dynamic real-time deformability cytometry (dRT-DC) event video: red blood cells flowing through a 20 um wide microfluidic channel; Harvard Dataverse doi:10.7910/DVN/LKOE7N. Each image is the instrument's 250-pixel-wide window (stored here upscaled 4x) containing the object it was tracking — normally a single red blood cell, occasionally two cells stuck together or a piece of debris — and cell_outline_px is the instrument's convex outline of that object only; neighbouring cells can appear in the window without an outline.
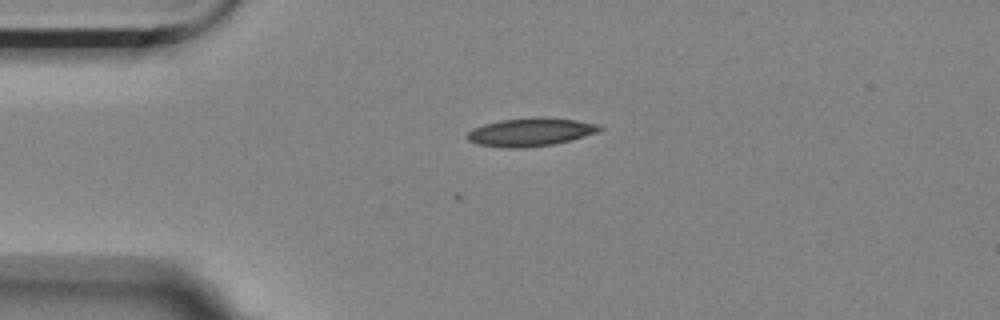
{"species": "Egyptian fruit bat (a non-hibernating species)", "species_latin": "Rousettus aegyptiacus", "temperature_condition": "room temperature", "stored_images_in_passage": 6, "camera_frame_rate_fps": 3000, "um_per_image_px": 0.085, "animal": {"sex": "female"}, "frame": {"image": 1, "passage_image": 1, "time_ms": 0.0, "image_size_px": [1000, 320], "cell_outline_px": [[604, 128], [596, 132], [568, 140], [552, 144], [524, 148], [504, 148], [476, 144], [468, 140], [468, 132], [472, 128], [484, 124], [500, 120], [532, 116], [548, 116], [576, 120], [600, 124]], "centroid_in_image_um": [45.07, 11.2], "position_along_channel_um": 39.9, "area_um2": 21.96}}
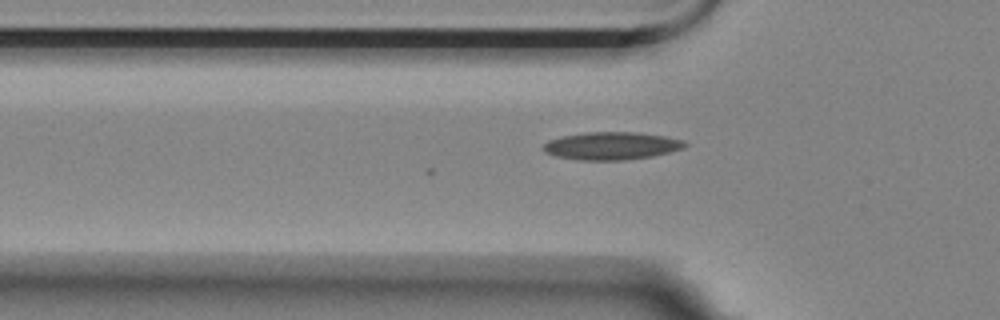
{"frame": {"image": 2, "passage_image": 6, "time_ms": 1.667, "image_size_px": [1000, 320], "cell_outline_px": [[688, 144], [684, 148], [652, 156], [624, 160], [580, 160], [556, 156], [544, 152], [540, 148], [548, 140], [564, 136], [584, 132], [636, 132], [664, 136], [684, 140]], "centroid_in_image_um": [51.96, 12.39], "position_along_channel_um": 73.8, "area_um2": 22.89}}